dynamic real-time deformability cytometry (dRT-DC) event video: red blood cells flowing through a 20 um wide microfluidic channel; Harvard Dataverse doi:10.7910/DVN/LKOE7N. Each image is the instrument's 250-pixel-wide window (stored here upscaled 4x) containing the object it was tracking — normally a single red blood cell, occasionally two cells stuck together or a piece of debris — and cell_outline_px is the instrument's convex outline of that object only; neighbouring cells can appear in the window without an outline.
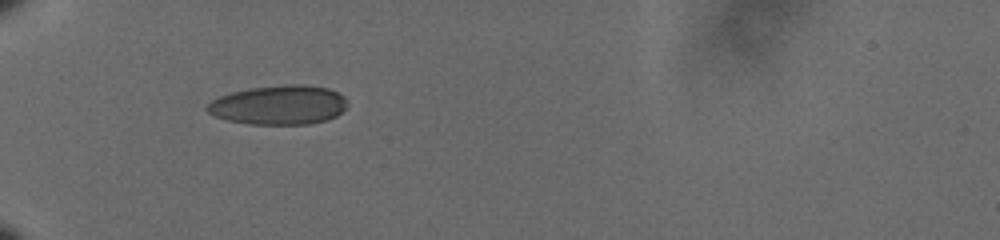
{"species": "human", "species_latin": "Homo sapiens", "temperature_condition": "cold", "stored_images_in_passage": 39, "camera_frame_rate_fps": 3000, "um_per_image_px": 0.085, "donor": {"sex": "male"}, "frame": {"image": 1, "passage_image": 1, "time_ms": 0.0, "image_size_px": [1000, 240], "cell_outline_px": [[348, 104], [336, 116], [328, 120], [308, 124], [248, 124], [228, 120], [216, 116], [208, 112], [204, 108], [212, 100], [220, 96], [232, 92], [248, 88], [288, 84], [304, 84], [328, 88], [344, 96], [348, 100]], "centroid_in_image_um": [23.72, 8.92], "position_along_channel_um": 61.3, "area_um2": 32.19}}
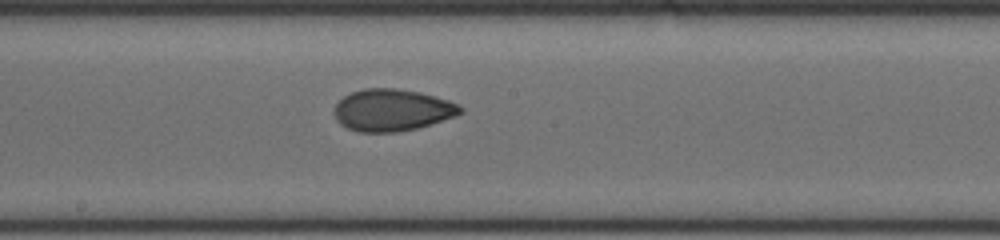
{"frame": {"image": 2, "passage_image": 15, "time_ms": 4.667, "image_size_px": [1000, 240], "cell_outline_px": [[464, 112], [456, 116], [416, 128], [396, 132], [360, 132], [348, 128], [340, 124], [336, 120], [332, 112], [336, 104], [344, 96], [352, 92], [364, 88], [396, 88], [420, 92], [448, 100], [460, 104], [464, 108]], "centroid_in_image_um": [33.33, 9.35], "position_along_channel_um": 214.9, "area_um2": 30.98}}
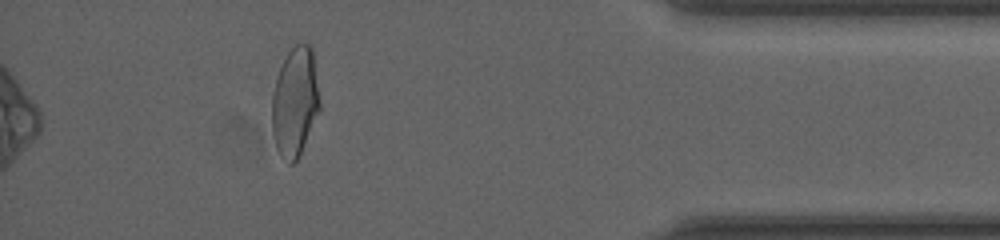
{"frame": {"image": 3, "passage_image": 34, "time_ms": 11.0, "image_size_px": [1000, 240], "cell_outline_px": [[320, 112], [296, 160], [292, 164], [288, 164], [280, 156], [276, 148], [272, 132], [272, 96], [276, 76], [288, 52], [296, 44], [312, 44], [320, 104]], "centroid_in_image_um": [25.07, 8.67], "position_along_channel_um": 410.1, "area_um2": 30.52}, "authors_computed_cell_mechanics": {"area_um2": 30.634, "velocity_mm_per_s": 3.6104, "shape_relaxation_time_tau1_ms": 5.0529, "shape_relaxation_time_tau2_ms": 1.7542, "deformation_change_tau1": 0.1381, "deformation_change_tau2": 0.0531}}